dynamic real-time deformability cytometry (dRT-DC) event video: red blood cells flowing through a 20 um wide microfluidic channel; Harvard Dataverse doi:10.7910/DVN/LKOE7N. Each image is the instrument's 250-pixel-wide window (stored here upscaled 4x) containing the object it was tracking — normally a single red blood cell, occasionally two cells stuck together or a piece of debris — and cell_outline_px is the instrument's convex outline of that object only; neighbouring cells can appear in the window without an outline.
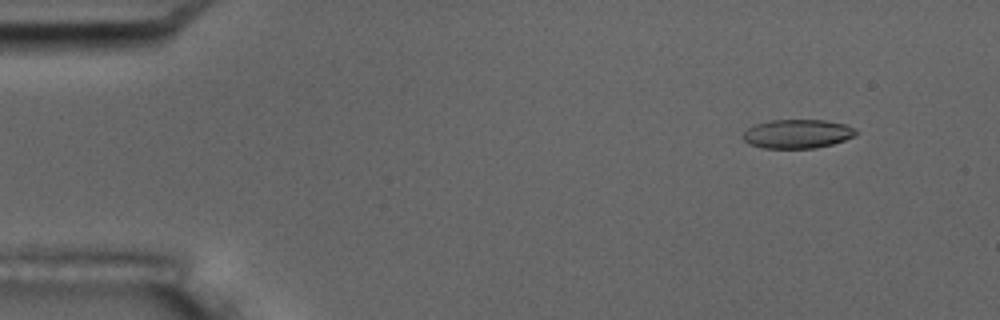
{"species": "common noctule bat (a hibernating species)", "species_latin": "Nyctalus noctula", "temperature_condition": "room temperature", "stored_images_in_passage": 7, "camera_frame_rate_fps": 3000, "um_per_image_px": 0.085, "animal": {"sex": "male", "body_mass_g": 17.5, "forearm_length_mm": 52.3}, "frame": {"image": 1, "passage_image": 2, "time_ms": 1.333, "image_size_px": [1000, 320], "cell_outline_px": [[860, 132], [856, 136], [832, 144], [816, 148], [764, 148], [748, 144], [740, 136], [748, 128], [756, 124], [772, 120], [824, 120], [848, 124], [856, 128]], "centroid_in_image_um": [67.82, 11.37], "position_along_channel_um": 17.2, "area_um2": 19.31}}